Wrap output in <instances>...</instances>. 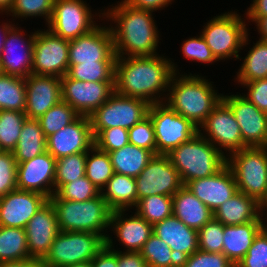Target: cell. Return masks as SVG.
<instances>
[{
	"mask_svg": "<svg viewBox=\"0 0 267 267\" xmlns=\"http://www.w3.org/2000/svg\"><path fill=\"white\" fill-rule=\"evenodd\" d=\"M170 59L172 58L168 59L160 54L117 57L114 92L126 97L143 99L149 104L165 102L168 93L164 92H168L172 75L180 73L178 65Z\"/></svg>",
	"mask_w": 267,
	"mask_h": 267,
	"instance_id": "cell-1",
	"label": "cell"
},
{
	"mask_svg": "<svg viewBox=\"0 0 267 267\" xmlns=\"http://www.w3.org/2000/svg\"><path fill=\"white\" fill-rule=\"evenodd\" d=\"M98 14L110 23L114 51L117 57H141L159 55V31L152 11L131 7L123 0ZM102 15V16H101ZM109 19V20H108ZM113 26V27H112ZM126 55V56H125Z\"/></svg>",
	"mask_w": 267,
	"mask_h": 267,
	"instance_id": "cell-2",
	"label": "cell"
},
{
	"mask_svg": "<svg viewBox=\"0 0 267 267\" xmlns=\"http://www.w3.org/2000/svg\"><path fill=\"white\" fill-rule=\"evenodd\" d=\"M212 83L198 74L174 73L164 103L199 128L223 97Z\"/></svg>",
	"mask_w": 267,
	"mask_h": 267,
	"instance_id": "cell-3",
	"label": "cell"
},
{
	"mask_svg": "<svg viewBox=\"0 0 267 267\" xmlns=\"http://www.w3.org/2000/svg\"><path fill=\"white\" fill-rule=\"evenodd\" d=\"M183 185L210 177L227 164V157L199 132L167 154Z\"/></svg>",
	"mask_w": 267,
	"mask_h": 267,
	"instance_id": "cell-4",
	"label": "cell"
},
{
	"mask_svg": "<svg viewBox=\"0 0 267 267\" xmlns=\"http://www.w3.org/2000/svg\"><path fill=\"white\" fill-rule=\"evenodd\" d=\"M49 201L55 208L60 231L93 232L104 240L108 236L113 211L102 194L83 202L60 199L54 194Z\"/></svg>",
	"mask_w": 267,
	"mask_h": 267,
	"instance_id": "cell-5",
	"label": "cell"
},
{
	"mask_svg": "<svg viewBox=\"0 0 267 267\" xmlns=\"http://www.w3.org/2000/svg\"><path fill=\"white\" fill-rule=\"evenodd\" d=\"M200 34L217 61L230 58L242 59L240 50L248 45L246 21L237 12H225L209 20Z\"/></svg>",
	"mask_w": 267,
	"mask_h": 267,
	"instance_id": "cell-6",
	"label": "cell"
},
{
	"mask_svg": "<svg viewBox=\"0 0 267 267\" xmlns=\"http://www.w3.org/2000/svg\"><path fill=\"white\" fill-rule=\"evenodd\" d=\"M238 191L260 203L267 196V146L246 147L227 156Z\"/></svg>",
	"mask_w": 267,
	"mask_h": 267,
	"instance_id": "cell-7",
	"label": "cell"
},
{
	"mask_svg": "<svg viewBox=\"0 0 267 267\" xmlns=\"http://www.w3.org/2000/svg\"><path fill=\"white\" fill-rule=\"evenodd\" d=\"M105 246V240L93 232L60 231L43 259L46 267L90 262Z\"/></svg>",
	"mask_w": 267,
	"mask_h": 267,
	"instance_id": "cell-8",
	"label": "cell"
},
{
	"mask_svg": "<svg viewBox=\"0 0 267 267\" xmlns=\"http://www.w3.org/2000/svg\"><path fill=\"white\" fill-rule=\"evenodd\" d=\"M150 105L143 99L126 97L114 92L109 99L89 116L94 138L113 127L130 129L148 116Z\"/></svg>",
	"mask_w": 267,
	"mask_h": 267,
	"instance_id": "cell-9",
	"label": "cell"
},
{
	"mask_svg": "<svg viewBox=\"0 0 267 267\" xmlns=\"http://www.w3.org/2000/svg\"><path fill=\"white\" fill-rule=\"evenodd\" d=\"M148 115L154 127L156 154L167 155L199 132L197 126L164 102L151 104Z\"/></svg>",
	"mask_w": 267,
	"mask_h": 267,
	"instance_id": "cell-10",
	"label": "cell"
},
{
	"mask_svg": "<svg viewBox=\"0 0 267 267\" xmlns=\"http://www.w3.org/2000/svg\"><path fill=\"white\" fill-rule=\"evenodd\" d=\"M83 0H54L53 14L46 26L53 34L66 40H73L83 36L98 23L91 8Z\"/></svg>",
	"mask_w": 267,
	"mask_h": 267,
	"instance_id": "cell-11",
	"label": "cell"
},
{
	"mask_svg": "<svg viewBox=\"0 0 267 267\" xmlns=\"http://www.w3.org/2000/svg\"><path fill=\"white\" fill-rule=\"evenodd\" d=\"M43 30L36 31L33 42L32 74L63 77L69 68V40Z\"/></svg>",
	"mask_w": 267,
	"mask_h": 267,
	"instance_id": "cell-12",
	"label": "cell"
},
{
	"mask_svg": "<svg viewBox=\"0 0 267 267\" xmlns=\"http://www.w3.org/2000/svg\"><path fill=\"white\" fill-rule=\"evenodd\" d=\"M202 130L205 131L202 133ZM199 133L226 157L247 147L231 108L223 100L199 127ZM222 148L226 152L222 151Z\"/></svg>",
	"mask_w": 267,
	"mask_h": 267,
	"instance_id": "cell-13",
	"label": "cell"
},
{
	"mask_svg": "<svg viewBox=\"0 0 267 267\" xmlns=\"http://www.w3.org/2000/svg\"><path fill=\"white\" fill-rule=\"evenodd\" d=\"M138 200L152 196H173L182 186L180 175L167 155L156 154L135 178Z\"/></svg>",
	"mask_w": 267,
	"mask_h": 267,
	"instance_id": "cell-14",
	"label": "cell"
},
{
	"mask_svg": "<svg viewBox=\"0 0 267 267\" xmlns=\"http://www.w3.org/2000/svg\"><path fill=\"white\" fill-rule=\"evenodd\" d=\"M62 101L80 115L89 116L114 93V82L80 81L61 77Z\"/></svg>",
	"mask_w": 267,
	"mask_h": 267,
	"instance_id": "cell-15",
	"label": "cell"
},
{
	"mask_svg": "<svg viewBox=\"0 0 267 267\" xmlns=\"http://www.w3.org/2000/svg\"><path fill=\"white\" fill-rule=\"evenodd\" d=\"M19 28L14 23L6 34L0 55V73L27 78L32 74L33 42L36 31L30 33L27 39L24 30Z\"/></svg>",
	"mask_w": 267,
	"mask_h": 267,
	"instance_id": "cell-16",
	"label": "cell"
},
{
	"mask_svg": "<svg viewBox=\"0 0 267 267\" xmlns=\"http://www.w3.org/2000/svg\"><path fill=\"white\" fill-rule=\"evenodd\" d=\"M222 100L231 108L240 126L242 140L247 147L267 146V113L259 110L240 93L224 95Z\"/></svg>",
	"mask_w": 267,
	"mask_h": 267,
	"instance_id": "cell-17",
	"label": "cell"
},
{
	"mask_svg": "<svg viewBox=\"0 0 267 267\" xmlns=\"http://www.w3.org/2000/svg\"><path fill=\"white\" fill-rule=\"evenodd\" d=\"M98 25L89 33L69 41V64L116 61L110 26Z\"/></svg>",
	"mask_w": 267,
	"mask_h": 267,
	"instance_id": "cell-18",
	"label": "cell"
},
{
	"mask_svg": "<svg viewBox=\"0 0 267 267\" xmlns=\"http://www.w3.org/2000/svg\"><path fill=\"white\" fill-rule=\"evenodd\" d=\"M56 159L44 152L35 158L17 164V189L46 196L55 194Z\"/></svg>",
	"mask_w": 267,
	"mask_h": 267,
	"instance_id": "cell-19",
	"label": "cell"
},
{
	"mask_svg": "<svg viewBox=\"0 0 267 267\" xmlns=\"http://www.w3.org/2000/svg\"><path fill=\"white\" fill-rule=\"evenodd\" d=\"M95 138L88 116L80 115L75 121L47 137V152L56 160L80 152H88Z\"/></svg>",
	"mask_w": 267,
	"mask_h": 267,
	"instance_id": "cell-20",
	"label": "cell"
},
{
	"mask_svg": "<svg viewBox=\"0 0 267 267\" xmlns=\"http://www.w3.org/2000/svg\"><path fill=\"white\" fill-rule=\"evenodd\" d=\"M49 199L37 192L13 190L0 197V226L25 229Z\"/></svg>",
	"mask_w": 267,
	"mask_h": 267,
	"instance_id": "cell-21",
	"label": "cell"
},
{
	"mask_svg": "<svg viewBox=\"0 0 267 267\" xmlns=\"http://www.w3.org/2000/svg\"><path fill=\"white\" fill-rule=\"evenodd\" d=\"M25 231L30 258L43 260L60 232L56 211L50 201L35 213Z\"/></svg>",
	"mask_w": 267,
	"mask_h": 267,
	"instance_id": "cell-22",
	"label": "cell"
},
{
	"mask_svg": "<svg viewBox=\"0 0 267 267\" xmlns=\"http://www.w3.org/2000/svg\"><path fill=\"white\" fill-rule=\"evenodd\" d=\"M28 119H38L62 101L61 77L30 74L25 78Z\"/></svg>",
	"mask_w": 267,
	"mask_h": 267,
	"instance_id": "cell-23",
	"label": "cell"
},
{
	"mask_svg": "<svg viewBox=\"0 0 267 267\" xmlns=\"http://www.w3.org/2000/svg\"><path fill=\"white\" fill-rule=\"evenodd\" d=\"M185 186L213 213L238 192L235 177L227 164L216 174L191 180Z\"/></svg>",
	"mask_w": 267,
	"mask_h": 267,
	"instance_id": "cell-24",
	"label": "cell"
},
{
	"mask_svg": "<svg viewBox=\"0 0 267 267\" xmlns=\"http://www.w3.org/2000/svg\"><path fill=\"white\" fill-rule=\"evenodd\" d=\"M153 234L167 243L179 260L198 250V231L186 226L173 214L154 224Z\"/></svg>",
	"mask_w": 267,
	"mask_h": 267,
	"instance_id": "cell-25",
	"label": "cell"
},
{
	"mask_svg": "<svg viewBox=\"0 0 267 267\" xmlns=\"http://www.w3.org/2000/svg\"><path fill=\"white\" fill-rule=\"evenodd\" d=\"M124 213L125 210L113 211L109 228L116 234V240L124 245L125 252H139L153 234V225L136 212L134 216L128 215L129 218Z\"/></svg>",
	"mask_w": 267,
	"mask_h": 267,
	"instance_id": "cell-26",
	"label": "cell"
},
{
	"mask_svg": "<svg viewBox=\"0 0 267 267\" xmlns=\"http://www.w3.org/2000/svg\"><path fill=\"white\" fill-rule=\"evenodd\" d=\"M263 229L260 216L240 225H224L222 253L236 265L248 252L254 238Z\"/></svg>",
	"mask_w": 267,
	"mask_h": 267,
	"instance_id": "cell-27",
	"label": "cell"
},
{
	"mask_svg": "<svg viewBox=\"0 0 267 267\" xmlns=\"http://www.w3.org/2000/svg\"><path fill=\"white\" fill-rule=\"evenodd\" d=\"M172 198L173 215L192 229L198 231L213 218V212L185 185Z\"/></svg>",
	"mask_w": 267,
	"mask_h": 267,
	"instance_id": "cell-28",
	"label": "cell"
},
{
	"mask_svg": "<svg viewBox=\"0 0 267 267\" xmlns=\"http://www.w3.org/2000/svg\"><path fill=\"white\" fill-rule=\"evenodd\" d=\"M260 216V205L253 198L238 191L213 213L223 225H240L255 221Z\"/></svg>",
	"mask_w": 267,
	"mask_h": 267,
	"instance_id": "cell-29",
	"label": "cell"
},
{
	"mask_svg": "<svg viewBox=\"0 0 267 267\" xmlns=\"http://www.w3.org/2000/svg\"><path fill=\"white\" fill-rule=\"evenodd\" d=\"M101 194L112 211H128L137 204L136 180L127 175L114 173Z\"/></svg>",
	"mask_w": 267,
	"mask_h": 267,
	"instance_id": "cell-30",
	"label": "cell"
},
{
	"mask_svg": "<svg viewBox=\"0 0 267 267\" xmlns=\"http://www.w3.org/2000/svg\"><path fill=\"white\" fill-rule=\"evenodd\" d=\"M47 151L45 137L37 119H26L18 139L16 148L12 151L18 163L29 161Z\"/></svg>",
	"mask_w": 267,
	"mask_h": 267,
	"instance_id": "cell-31",
	"label": "cell"
},
{
	"mask_svg": "<svg viewBox=\"0 0 267 267\" xmlns=\"http://www.w3.org/2000/svg\"><path fill=\"white\" fill-rule=\"evenodd\" d=\"M114 172L136 178L154 154L144 148L128 144L121 149L107 152Z\"/></svg>",
	"mask_w": 267,
	"mask_h": 267,
	"instance_id": "cell-32",
	"label": "cell"
},
{
	"mask_svg": "<svg viewBox=\"0 0 267 267\" xmlns=\"http://www.w3.org/2000/svg\"><path fill=\"white\" fill-rule=\"evenodd\" d=\"M236 74L238 85L267 78V41L258 40L249 48Z\"/></svg>",
	"mask_w": 267,
	"mask_h": 267,
	"instance_id": "cell-33",
	"label": "cell"
},
{
	"mask_svg": "<svg viewBox=\"0 0 267 267\" xmlns=\"http://www.w3.org/2000/svg\"><path fill=\"white\" fill-rule=\"evenodd\" d=\"M30 259L26 231L0 226V263Z\"/></svg>",
	"mask_w": 267,
	"mask_h": 267,
	"instance_id": "cell-34",
	"label": "cell"
},
{
	"mask_svg": "<svg viewBox=\"0 0 267 267\" xmlns=\"http://www.w3.org/2000/svg\"><path fill=\"white\" fill-rule=\"evenodd\" d=\"M25 107V78L0 73V110L24 112Z\"/></svg>",
	"mask_w": 267,
	"mask_h": 267,
	"instance_id": "cell-35",
	"label": "cell"
},
{
	"mask_svg": "<svg viewBox=\"0 0 267 267\" xmlns=\"http://www.w3.org/2000/svg\"><path fill=\"white\" fill-rule=\"evenodd\" d=\"M114 173L109 154L94 145L87 152L85 176L102 191Z\"/></svg>",
	"mask_w": 267,
	"mask_h": 267,
	"instance_id": "cell-36",
	"label": "cell"
},
{
	"mask_svg": "<svg viewBox=\"0 0 267 267\" xmlns=\"http://www.w3.org/2000/svg\"><path fill=\"white\" fill-rule=\"evenodd\" d=\"M116 61L69 64L67 76L80 81L114 82Z\"/></svg>",
	"mask_w": 267,
	"mask_h": 267,
	"instance_id": "cell-37",
	"label": "cell"
},
{
	"mask_svg": "<svg viewBox=\"0 0 267 267\" xmlns=\"http://www.w3.org/2000/svg\"><path fill=\"white\" fill-rule=\"evenodd\" d=\"M148 267H179L180 260L155 234H152L139 251Z\"/></svg>",
	"mask_w": 267,
	"mask_h": 267,
	"instance_id": "cell-38",
	"label": "cell"
},
{
	"mask_svg": "<svg viewBox=\"0 0 267 267\" xmlns=\"http://www.w3.org/2000/svg\"><path fill=\"white\" fill-rule=\"evenodd\" d=\"M136 213L154 225L173 214V198L165 195H152L138 200Z\"/></svg>",
	"mask_w": 267,
	"mask_h": 267,
	"instance_id": "cell-39",
	"label": "cell"
},
{
	"mask_svg": "<svg viewBox=\"0 0 267 267\" xmlns=\"http://www.w3.org/2000/svg\"><path fill=\"white\" fill-rule=\"evenodd\" d=\"M86 157L87 152H80L56 160L55 193L64 184L85 176Z\"/></svg>",
	"mask_w": 267,
	"mask_h": 267,
	"instance_id": "cell-40",
	"label": "cell"
},
{
	"mask_svg": "<svg viewBox=\"0 0 267 267\" xmlns=\"http://www.w3.org/2000/svg\"><path fill=\"white\" fill-rule=\"evenodd\" d=\"M24 112L0 110V149L12 152L18 143L24 121Z\"/></svg>",
	"mask_w": 267,
	"mask_h": 267,
	"instance_id": "cell-41",
	"label": "cell"
},
{
	"mask_svg": "<svg viewBox=\"0 0 267 267\" xmlns=\"http://www.w3.org/2000/svg\"><path fill=\"white\" fill-rule=\"evenodd\" d=\"M80 114L75 111L68 103L63 101L48 109L44 115L37 120L41 129L47 138L51 134L56 133L65 126L75 121Z\"/></svg>",
	"mask_w": 267,
	"mask_h": 267,
	"instance_id": "cell-42",
	"label": "cell"
},
{
	"mask_svg": "<svg viewBox=\"0 0 267 267\" xmlns=\"http://www.w3.org/2000/svg\"><path fill=\"white\" fill-rule=\"evenodd\" d=\"M54 0H14L6 15L26 20L33 16L43 17L48 25L53 14Z\"/></svg>",
	"mask_w": 267,
	"mask_h": 267,
	"instance_id": "cell-43",
	"label": "cell"
},
{
	"mask_svg": "<svg viewBox=\"0 0 267 267\" xmlns=\"http://www.w3.org/2000/svg\"><path fill=\"white\" fill-rule=\"evenodd\" d=\"M224 225L212 218L198 230V249L207 253H222Z\"/></svg>",
	"mask_w": 267,
	"mask_h": 267,
	"instance_id": "cell-44",
	"label": "cell"
},
{
	"mask_svg": "<svg viewBox=\"0 0 267 267\" xmlns=\"http://www.w3.org/2000/svg\"><path fill=\"white\" fill-rule=\"evenodd\" d=\"M60 199L83 202L101 194V191L86 177L64 184L56 193Z\"/></svg>",
	"mask_w": 267,
	"mask_h": 267,
	"instance_id": "cell-45",
	"label": "cell"
},
{
	"mask_svg": "<svg viewBox=\"0 0 267 267\" xmlns=\"http://www.w3.org/2000/svg\"><path fill=\"white\" fill-rule=\"evenodd\" d=\"M129 144L151 151L156 155V139L153 123L148 115L128 129Z\"/></svg>",
	"mask_w": 267,
	"mask_h": 267,
	"instance_id": "cell-46",
	"label": "cell"
},
{
	"mask_svg": "<svg viewBox=\"0 0 267 267\" xmlns=\"http://www.w3.org/2000/svg\"><path fill=\"white\" fill-rule=\"evenodd\" d=\"M235 267H267V229L258 233L247 254Z\"/></svg>",
	"mask_w": 267,
	"mask_h": 267,
	"instance_id": "cell-47",
	"label": "cell"
},
{
	"mask_svg": "<svg viewBox=\"0 0 267 267\" xmlns=\"http://www.w3.org/2000/svg\"><path fill=\"white\" fill-rule=\"evenodd\" d=\"M181 52L186 59H190V61L193 62H201V64H212L213 62H217L201 34L183 41Z\"/></svg>",
	"mask_w": 267,
	"mask_h": 267,
	"instance_id": "cell-48",
	"label": "cell"
},
{
	"mask_svg": "<svg viewBox=\"0 0 267 267\" xmlns=\"http://www.w3.org/2000/svg\"><path fill=\"white\" fill-rule=\"evenodd\" d=\"M17 189V162L10 151L0 152V197Z\"/></svg>",
	"mask_w": 267,
	"mask_h": 267,
	"instance_id": "cell-49",
	"label": "cell"
},
{
	"mask_svg": "<svg viewBox=\"0 0 267 267\" xmlns=\"http://www.w3.org/2000/svg\"><path fill=\"white\" fill-rule=\"evenodd\" d=\"M129 144L128 129L113 127L103 129L95 137V145L102 151L112 152Z\"/></svg>",
	"mask_w": 267,
	"mask_h": 267,
	"instance_id": "cell-50",
	"label": "cell"
},
{
	"mask_svg": "<svg viewBox=\"0 0 267 267\" xmlns=\"http://www.w3.org/2000/svg\"><path fill=\"white\" fill-rule=\"evenodd\" d=\"M179 267H235L223 253H207L197 250L180 260Z\"/></svg>",
	"mask_w": 267,
	"mask_h": 267,
	"instance_id": "cell-51",
	"label": "cell"
},
{
	"mask_svg": "<svg viewBox=\"0 0 267 267\" xmlns=\"http://www.w3.org/2000/svg\"><path fill=\"white\" fill-rule=\"evenodd\" d=\"M248 89L247 94L243 95L248 101L253 103L259 110L267 113V78L259 79L242 84Z\"/></svg>",
	"mask_w": 267,
	"mask_h": 267,
	"instance_id": "cell-52",
	"label": "cell"
},
{
	"mask_svg": "<svg viewBox=\"0 0 267 267\" xmlns=\"http://www.w3.org/2000/svg\"><path fill=\"white\" fill-rule=\"evenodd\" d=\"M112 237L105 239V246L91 260L92 267H117V251L114 249Z\"/></svg>",
	"mask_w": 267,
	"mask_h": 267,
	"instance_id": "cell-53",
	"label": "cell"
},
{
	"mask_svg": "<svg viewBox=\"0 0 267 267\" xmlns=\"http://www.w3.org/2000/svg\"><path fill=\"white\" fill-rule=\"evenodd\" d=\"M117 251V267H148L140 252Z\"/></svg>",
	"mask_w": 267,
	"mask_h": 267,
	"instance_id": "cell-54",
	"label": "cell"
},
{
	"mask_svg": "<svg viewBox=\"0 0 267 267\" xmlns=\"http://www.w3.org/2000/svg\"><path fill=\"white\" fill-rule=\"evenodd\" d=\"M126 4L131 7L142 9V10H150L152 12L156 10H161L167 7L169 4H172L174 0H123Z\"/></svg>",
	"mask_w": 267,
	"mask_h": 267,
	"instance_id": "cell-55",
	"label": "cell"
},
{
	"mask_svg": "<svg viewBox=\"0 0 267 267\" xmlns=\"http://www.w3.org/2000/svg\"><path fill=\"white\" fill-rule=\"evenodd\" d=\"M246 17H266L267 0H253L250 7L245 11Z\"/></svg>",
	"mask_w": 267,
	"mask_h": 267,
	"instance_id": "cell-56",
	"label": "cell"
},
{
	"mask_svg": "<svg viewBox=\"0 0 267 267\" xmlns=\"http://www.w3.org/2000/svg\"><path fill=\"white\" fill-rule=\"evenodd\" d=\"M0 267H46L42 259L30 258L27 260L2 262Z\"/></svg>",
	"mask_w": 267,
	"mask_h": 267,
	"instance_id": "cell-57",
	"label": "cell"
},
{
	"mask_svg": "<svg viewBox=\"0 0 267 267\" xmlns=\"http://www.w3.org/2000/svg\"><path fill=\"white\" fill-rule=\"evenodd\" d=\"M247 21L254 22L257 26L260 40L267 41V16L266 17H246Z\"/></svg>",
	"mask_w": 267,
	"mask_h": 267,
	"instance_id": "cell-58",
	"label": "cell"
},
{
	"mask_svg": "<svg viewBox=\"0 0 267 267\" xmlns=\"http://www.w3.org/2000/svg\"><path fill=\"white\" fill-rule=\"evenodd\" d=\"M14 24H12V22L9 23L8 22H3L1 25H0V55H1V52L3 50V45H4V42H5V39H6V34L8 32V30L13 26ZM2 34V35H1Z\"/></svg>",
	"mask_w": 267,
	"mask_h": 267,
	"instance_id": "cell-59",
	"label": "cell"
},
{
	"mask_svg": "<svg viewBox=\"0 0 267 267\" xmlns=\"http://www.w3.org/2000/svg\"><path fill=\"white\" fill-rule=\"evenodd\" d=\"M259 205H260V218H261V222H262V225H263V228L264 229H267V224H265V222L267 221V220H263L264 218H263V215L264 216H266L267 214V196L259 203ZM264 211V212H263ZM266 211V212H265ZM263 213H265V214H263ZM265 219H267V217L265 218ZM264 222V223H263Z\"/></svg>",
	"mask_w": 267,
	"mask_h": 267,
	"instance_id": "cell-60",
	"label": "cell"
},
{
	"mask_svg": "<svg viewBox=\"0 0 267 267\" xmlns=\"http://www.w3.org/2000/svg\"><path fill=\"white\" fill-rule=\"evenodd\" d=\"M14 0H0V14L7 13L12 6Z\"/></svg>",
	"mask_w": 267,
	"mask_h": 267,
	"instance_id": "cell-61",
	"label": "cell"
},
{
	"mask_svg": "<svg viewBox=\"0 0 267 267\" xmlns=\"http://www.w3.org/2000/svg\"><path fill=\"white\" fill-rule=\"evenodd\" d=\"M64 267H92V266H91V261H90V262H83V263H78V264L67 265Z\"/></svg>",
	"mask_w": 267,
	"mask_h": 267,
	"instance_id": "cell-62",
	"label": "cell"
}]
</instances>
